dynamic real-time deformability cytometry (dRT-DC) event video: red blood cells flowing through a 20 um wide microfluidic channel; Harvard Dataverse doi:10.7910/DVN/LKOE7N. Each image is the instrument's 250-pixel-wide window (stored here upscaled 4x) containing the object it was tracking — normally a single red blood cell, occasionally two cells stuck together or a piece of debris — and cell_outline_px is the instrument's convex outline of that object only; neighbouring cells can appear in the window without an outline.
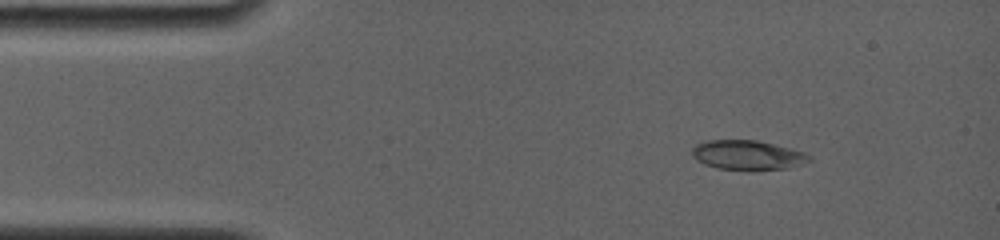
{"species": "common noctule bat (a hibernating species)", "species_latin": "Nyctalus noctula", "temperature_condition": "room temperature", "stored_images_in_passage": 35, "camera_frame_rate_fps": 4000, "um_per_image_px": 0.085, "animal": {"sex": "female", "body_mass_g": 19.0, "forearm_length_mm": 56.7}, "frame": {"image": 1, "passage_image": 4, "time_ms": 1.75, "image_size_px": [1000, 240], "cell_outline_px": [[812, 160], [804, 164], [788, 168], [716, 168], [704, 164], [696, 160], [692, 156], [692, 148], [696, 144], [708, 140], [756, 140], [804, 152], [812, 156]], "centroid_in_image_um": [63.53, 13.16], "position_along_channel_um": 21.5, "area_um2": 19.65}}
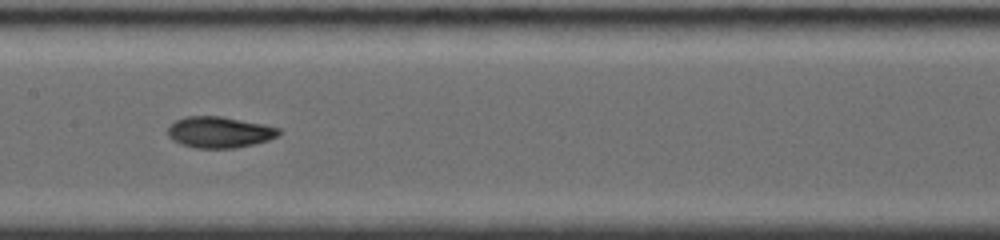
{"frame": {"image": 2, "passage_image": 18, "time_ms": 7.75, "image_size_px": [1000, 240], "cell_outline_px": [[280, 132], [276, 136], [268, 140], [256, 144], [236, 148], [196, 148], [180, 144], [172, 140], [168, 136], [168, 128], [176, 120], [188, 116], [220, 116], [264, 124], [280, 128]], "centroid_in_image_um": [18.65, 11.24], "position_along_channel_um": 188.7, "area_um2": 20.17}}
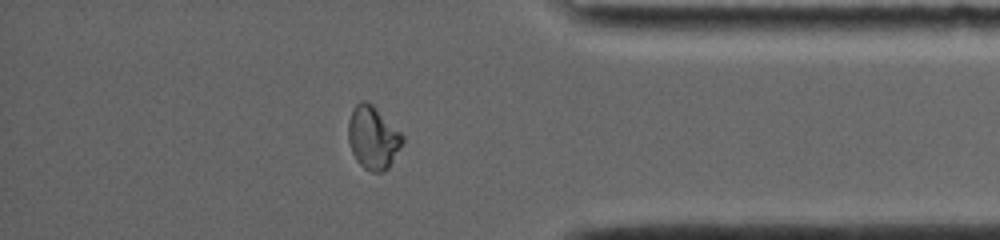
{"frame": {"image": 3, "passage_image": 31, "time_ms": 13.5, "image_size_px": [1000, 240], "cell_outline_px": [[404, 140], [400, 148], [388, 168], [380, 172], [372, 172], [364, 168], [356, 160], [352, 152], [348, 140], [348, 120], [352, 108], [360, 100], [364, 100], [372, 104], [404, 136]], "centroid_in_image_um": [31.68, 11.69], "position_along_channel_um": 403.5, "area_um2": 19.83}, "authors_computed_cell_mechanics": {"area_um2": 19.8832, "velocity_mm_per_s": 3.884, "shape_relaxation_time_tau1_ms": 5.4847, "shape_relaxation_time_tau2_ms": 2.4416, "deformation_change_tau1": 0.2043, "deformation_change_tau2": 0.0438}}